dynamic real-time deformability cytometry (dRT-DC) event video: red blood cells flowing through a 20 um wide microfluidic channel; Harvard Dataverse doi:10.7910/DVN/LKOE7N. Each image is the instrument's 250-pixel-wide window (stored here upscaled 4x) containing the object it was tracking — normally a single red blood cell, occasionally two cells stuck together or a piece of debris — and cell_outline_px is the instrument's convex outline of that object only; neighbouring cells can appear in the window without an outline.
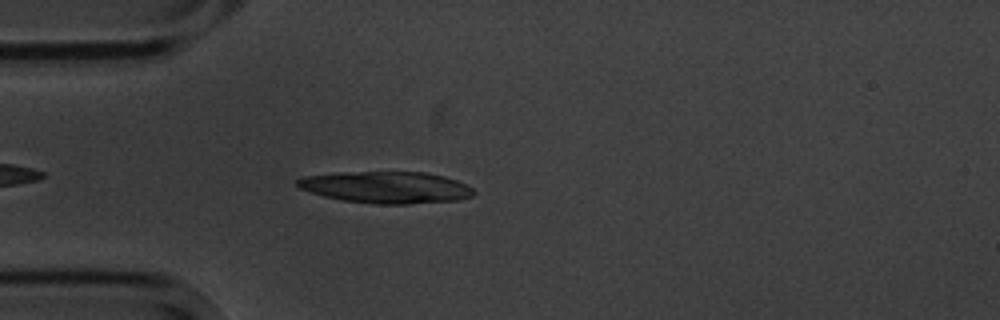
{"species": "common noctule bat (a hibernating species)", "species_latin": "Nyctalus noctula", "temperature_condition": "cold", "stored_images_in_passage": 5, "camera_frame_rate_fps": 3000, "um_per_image_px": 0.085, "animal": {"sex": "male", "body_mass_g": 20.1, "forearm_length_mm": 53.5}, "frame": {"image": 1, "passage_image": 5, "time_ms": 4.667, "image_size_px": [1000, 320], "cell_outline_px": [[476, 192], [472, 196], [456, 200], [408, 204], [376, 204], [344, 200], [324, 196], [300, 188], [296, 184], [296, 180], [304, 176], [336, 172], [424, 172], [444, 176], [456, 180], [472, 188]], "centroid_in_image_um": [32.82, 15.92], "position_along_channel_um": 52.2, "area_um2": 32.48}}